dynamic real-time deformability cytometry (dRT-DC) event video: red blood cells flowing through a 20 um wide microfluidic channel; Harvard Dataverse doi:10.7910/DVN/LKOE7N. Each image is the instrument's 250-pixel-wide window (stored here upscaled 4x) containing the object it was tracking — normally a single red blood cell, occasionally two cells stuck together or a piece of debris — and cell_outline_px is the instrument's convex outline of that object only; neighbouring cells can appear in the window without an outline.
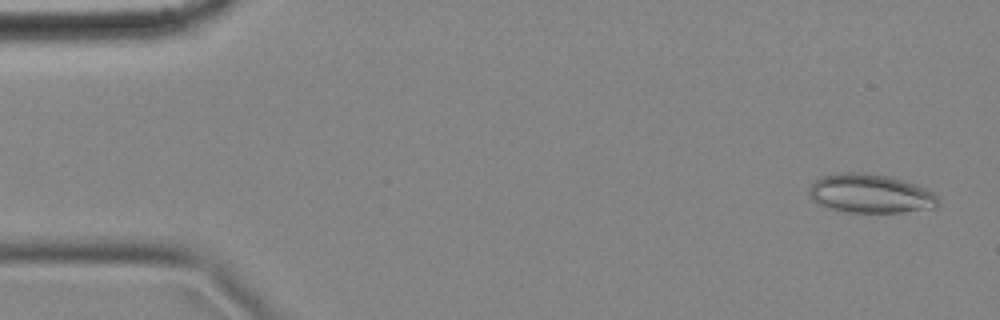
{"species": "common noctule bat (a hibernating species)", "species_latin": "Nyctalus noctula", "temperature_condition": "cold", "stored_images_in_passage": 5, "camera_frame_rate_fps": 3000, "um_per_image_px": 0.085, "animal": {"sex": "female", "body_mass_g": 18.4}, "frame": {"image": 1, "passage_image": 1, "time_ms": 0.0, "image_size_px": [1000, 320], "cell_outline_px": [[940, 204], [936, 208], [900, 212], [844, 212], [820, 204], [812, 200], [808, 192], [808, 188], [820, 176], [848, 172], [856, 172], [884, 176], [904, 180], [924, 188], [932, 192], [936, 196]], "centroid_in_image_um": [73.98, 16.46], "position_along_channel_um": 11.0, "area_um2": 28.96}}